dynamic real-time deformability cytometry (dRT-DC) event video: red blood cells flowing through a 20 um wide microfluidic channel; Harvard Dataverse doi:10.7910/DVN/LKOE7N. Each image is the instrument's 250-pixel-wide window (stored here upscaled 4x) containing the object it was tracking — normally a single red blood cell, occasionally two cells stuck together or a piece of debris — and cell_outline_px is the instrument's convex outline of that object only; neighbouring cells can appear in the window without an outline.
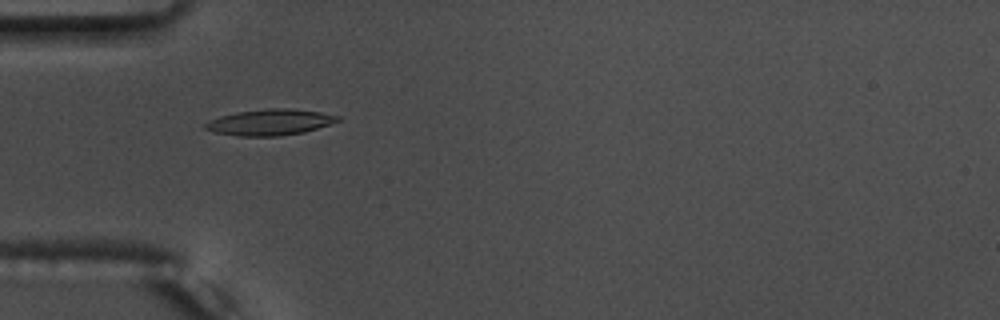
{"species": "common noctule bat (a hibernating species)", "species_latin": "Nyctalus noctula", "temperature_condition": "warm", "stored_images_in_passage": 31, "camera_frame_rate_fps": 3000, "um_per_image_px": 0.085, "animal": {"sex": "male", "body_mass_g": 17.5, "forearm_length_mm": 52.3}, "frame": {"image": 1, "passage_image": 5, "time_ms": 1.333, "image_size_px": [1000, 320], "cell_outline_px": [[340, 120], [304, 132], [280, 136], [240, 136], [216, 132], [204, 128], [204, 124], [220, 116], [236, 112], [268, 108], [288, 108], [320, 112], [340, 116]], "centroid_in_image_um": [22.95, 10.38], "position_along_channel_um": 62.1, "area_um2": 19.83}}
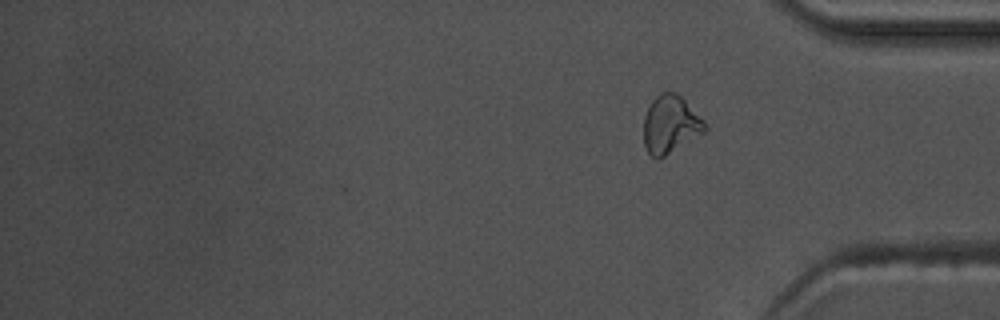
{"frame": {"image": 2, "passage_image": 31, "time_ms": 10.0, "image_size_px": [1000, 320], "cell_outline_px": [[708, 128], [704, 132], [664, 156], [656, 160], [648, 152], [644, 144], [644, 116], [652, 100], [660, 92], [676, 92], [704, 120]], "centroid_in_image_um": [56.97, 10.57], "position_along_channel_um": 378.2, "area_um2": 20.35}, "authors_computed_cell_mechanics": {"area_um2": 18.3226, "velocity_mm_per_s": 3.7429, "shape_relaxation_time_tau1_ms": 6.7202, "shape_relaxation_time_tau2_ms": 4.4256, "deformation_change_tau1": 0.2142, "deformation_change_tau2": 0.1027}}